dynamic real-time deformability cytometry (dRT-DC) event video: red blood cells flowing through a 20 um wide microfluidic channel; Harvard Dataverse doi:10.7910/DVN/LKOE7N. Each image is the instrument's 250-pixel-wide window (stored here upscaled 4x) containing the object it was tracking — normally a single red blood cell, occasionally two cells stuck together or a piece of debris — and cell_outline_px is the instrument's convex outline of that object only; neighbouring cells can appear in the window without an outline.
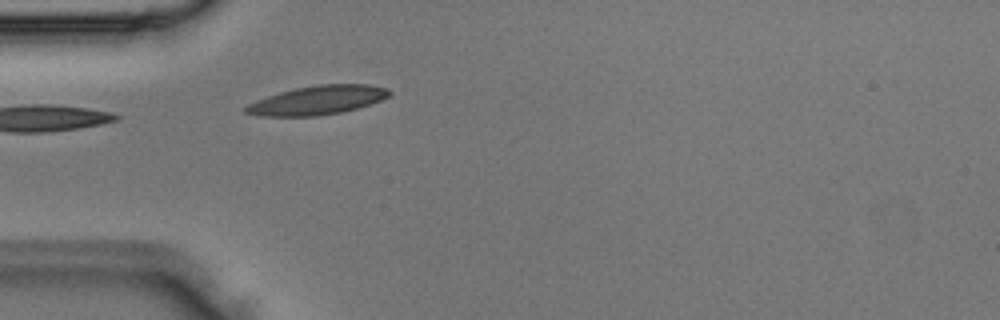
{"species": "Egyptian fruit bat (a non-hibernating species)", "species_latin": "Rousettus aegyptiacus", "temperature_condition": "room temperature", "stored_images_in_passage": 2, "camera_frame_rate_fps": 3000, "um_per_image_px": 0.085, "animal": {"sex": "male"}, "frame": {"image": 1, "passage_image": 2, "time_ms": 0.333, "image_size_px": [1000, 320], "cell_outline_px": [[392, 92], [388, 96], [380, 100], [356, 108], [340, 112], [316, 116], [264, 116], [244, 112], [244, 108], [248, 104], [256, 100], [280, 92], [296, 88], [320, 84], [368, 84], [384, 88]], "centroid_in_image_um": [26.96, 8.51], "position_along_channel_um": 58.0, "area_um2": 23.76}}